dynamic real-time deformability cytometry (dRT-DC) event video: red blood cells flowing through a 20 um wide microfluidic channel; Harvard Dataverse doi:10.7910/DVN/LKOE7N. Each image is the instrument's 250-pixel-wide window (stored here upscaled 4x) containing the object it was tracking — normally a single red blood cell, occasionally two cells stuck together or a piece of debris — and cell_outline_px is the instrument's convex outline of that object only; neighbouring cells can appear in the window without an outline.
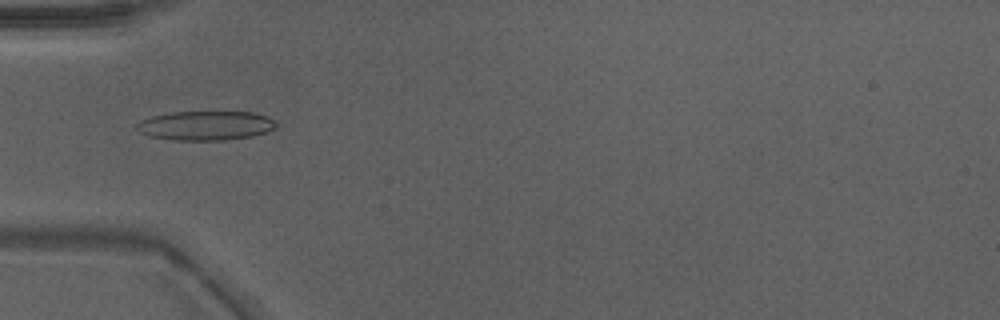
{"species": "Egyptian fruit bat (a non-hibernating species)", "species_latin": "Rousettus aegyptiacus", "temperature_condition": "warm", "stored_images_in_passage": 48, "camera_frame_rate_fps": 3000, "um_per_image_px": 0.085, "animal": {"sex": "male"}, "frame": {"image": 1, "passage_image": 16, "time_ms": 5.0, "image_size_px": [1000, 320], "cell_outline_px": [[276, 124], [272, 128], [264, 132], [252, 136], [224, 140], [176, 140], [148, 136], [140, 132], [136, 128], [136, 124], [152, 116], [172, 112], [252, 112], [268, 116]], "centroid_in_image_um": [17.45, 10.67], "position_along_channel_um": 67.5, "area_um2": 23.47}}
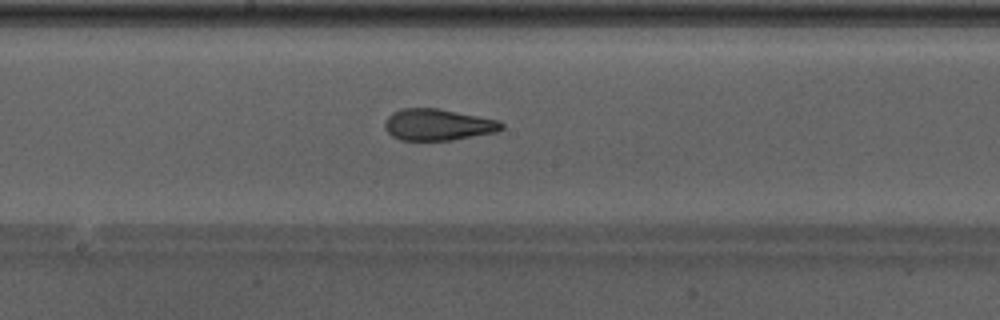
{"frame": {"image": 2, "passage_image": 26, "time_ms": 8.333, "image_size_px": [1000, 320], "cell_outline_px": [[504, 128], [496, 132], [452, 140], [400, 140], [392, 136], [384, 128], [384, 124], [388, 116], [392, 112], [404, 108], [440, 108], [500, 120], [504, 124]], "centroid_in_image_um": [37.24, 10.59], "position_along_channel_um": 211.0, "area_um2": 21.62}}
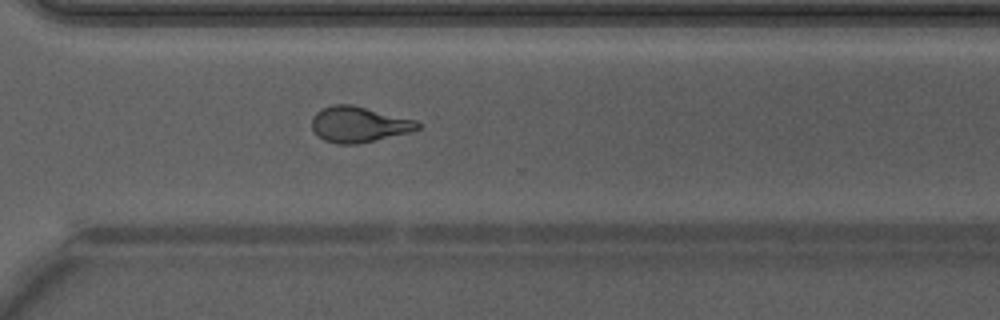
{"frame": {"image": 3, "passage_image": 35, "time_ms": 11.333, "image_size_px": [1000, 320], "cell_outline_px": [[420, 128], [412, 132], [356, 144], [336, 144], [324, 140], [312, 128], [312, 116], [316, 112], [332, 104], [352, 104], [416, 120], [420, 124]], "centroid_in_image_um": [30.51, 10.57], "position_along_channel_um": 340.1, "area_um2": 21.96}, "authors_computed_cell_mechanics": {"area_um2": 22.1952, "velocity_mm_per_s": 4.3154, "shape_relaxation_time_tau1_ms": null, "shape_relaxation_time_tau2_ms": 1.6164, "deformation_change_tau1": null, "deformation_change_tau2": 0.0826}}